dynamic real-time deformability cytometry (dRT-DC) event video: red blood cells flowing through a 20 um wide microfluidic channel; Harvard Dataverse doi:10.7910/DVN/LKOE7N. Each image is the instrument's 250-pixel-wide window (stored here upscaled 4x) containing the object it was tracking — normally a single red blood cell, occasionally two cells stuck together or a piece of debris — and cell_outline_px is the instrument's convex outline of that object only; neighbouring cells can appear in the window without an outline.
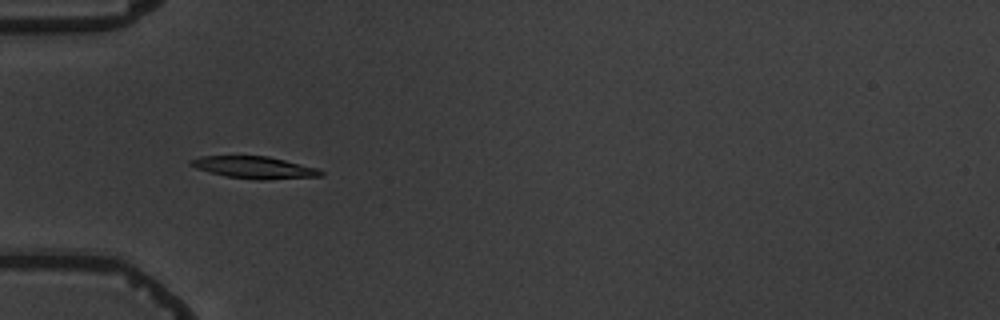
{"species": "common noctule bat (a hibernating species)", "species_latin": "Nyctalus noctula", "temperature_condition": "warm", "stored_images_in_passage": 6, "camera_frame_rate_fps": 3000, "um_per_image_px": 0.085, "animal": {"sex": "male", "body_mass_g": 19.5, "forearm_length_mm": 54.6}, "frame": {"image": 1, "passage_image": 2, "time_ms": 1.0, "image_size_px": [1000, 320], "cell_outline_px": [[324, 176], [264, 180], [256, 180], [228, 176], [196, 168], [188, 164], [188, 160], [200, 156], [268, 156], [316, 168], [324, 172]], "centroid_in_image_um": [21.62, 14.23], "position_along_channel_um": 63.4, "area_um2": 16.59}}
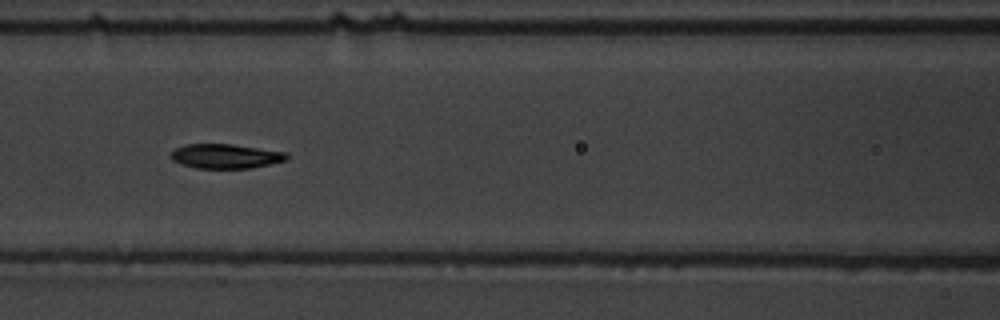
{"frame": {"image": 2, "passage_image": 4, "time_ms": 3.333, "image_size_px": [1000, 320], "cell_outline_px": [[288, 160], [252, 168], [196, 168], [180, 164], [172, 160], [168, 156], [176, 148], [184, 144], [232, 144], [288, 152]], "centroid_in_image_um": [19.18, 13.27], "position_along_channel_um": 147.4, "area_um2": 16.7}}
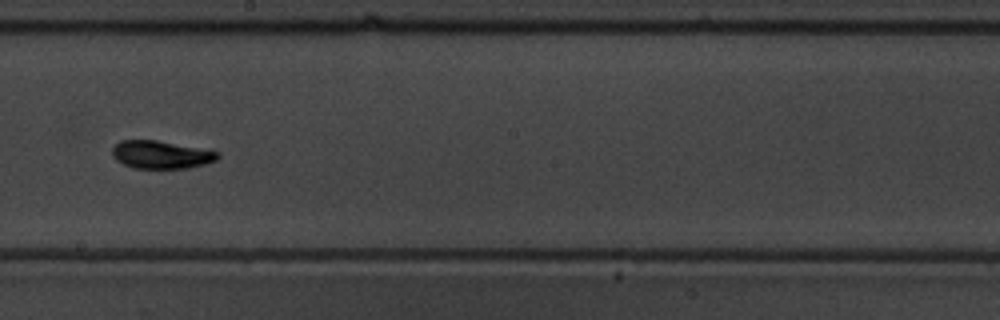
{"frame": {"image": 3, "passage_image": 6, "time_ms": 5.667, "image_size_px": [1000, 320], "cell_outline_px": [[220, 156], [216, 160], [204, 164], [188, 168], [132, 168], [116, 160], [112, 156], [112, 148], [120, 140], [156, 140], [220, 152]], "centroid_in_image_um": [13.67, 13.15], "position_along_channel_um": 234.5, "area_um2": 17.05}}